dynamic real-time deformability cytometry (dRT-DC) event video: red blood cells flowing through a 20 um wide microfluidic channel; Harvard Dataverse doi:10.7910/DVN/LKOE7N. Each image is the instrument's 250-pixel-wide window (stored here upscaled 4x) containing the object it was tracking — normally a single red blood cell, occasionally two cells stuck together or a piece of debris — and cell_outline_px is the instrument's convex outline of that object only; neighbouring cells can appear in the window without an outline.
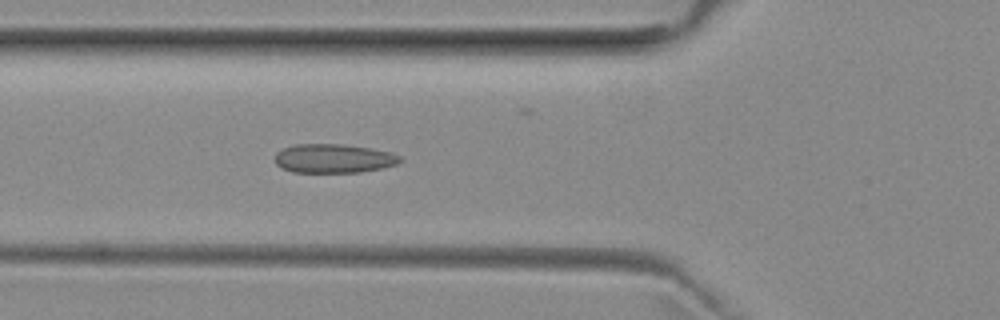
{"species": "common noctule bat (a hibernating species)", "species_latin": "Nyctalus noctula", "temperature_condition": "room temperature", "stored_images_in_passage": 43, "camera_frame_rate_fps": 3000, "um_per_image_px": 0.085, "animal": {"sex": "female", "body_mass_g": 29.2, "forearm_length_mm": 56.3}, "frame": {"image": 1, "passage_image": 10, "time_ms": 3.0, "image_size_px": [1000, 320], "cell_outline_px": [[404, 160], [400, 164], [384, 168], [360, 172], [292, 172], [280, 168], [276, 164], [276, 152], [284, 148], [296, 144], [340, 144], [368, 148], [392, 152], [400, 156]], "centroid_in_image_um": [28.4, 13.48], "position_along_channel_um": 97.4, "area_um2": 21.27}}
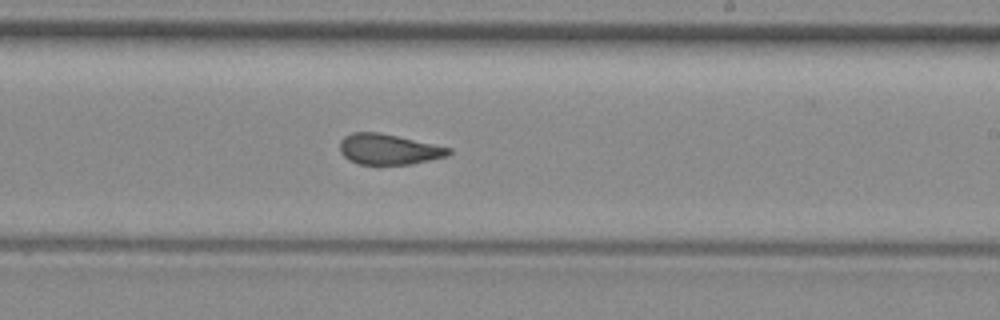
{"frame": {"image": 2, "passage_image": 22, "time_ms": 7.0, "image_size_px": [1000, 320], "cell_outline_px": [[452, 152], [448, 156], [412, 164], [360, 164], [348, 160], [340, 152], [340, 140], [344, 136], [352, 132], [376, 132], [396, 136], [452, 148]], "centroid_in_image_um": [33.03, 12.69], "position_along_channel_um": 256.0, "area_um2": 19.31}}
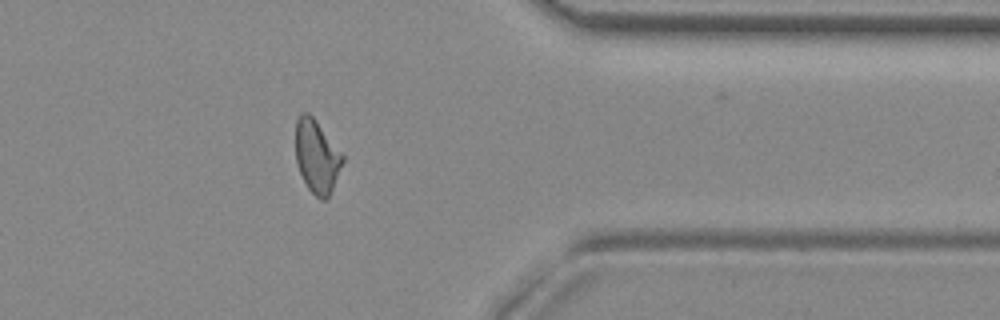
{"frame": {"image": 3, "passage_image": 33, "time_ms": 10.667, "image_size_px": [1000, 320], "cell_outline_px": [[344, 160], [332, 188], [328, 196], [324, 200], [320, 200], [308, 188], [300, 172], [296, 160], [296, 120], [300, 112], [308, 112], [312, 116], [344, 156]], "centroid_in_image_um": [26.91, 13.28], "position_along_channel_um": 384.5, "area_um2": 19.59}, "authors_computed_cell_mechanics": {"area_um2": 20.23, "velocity_mm_per_s": 3.9575, "shape_relaxation_time_tau1_ms": null, "shape_relaxation_time_tau2_ms": 1.3072, "deformation_change_tau1": null, "deformation_change_tau2": 0.0938}}